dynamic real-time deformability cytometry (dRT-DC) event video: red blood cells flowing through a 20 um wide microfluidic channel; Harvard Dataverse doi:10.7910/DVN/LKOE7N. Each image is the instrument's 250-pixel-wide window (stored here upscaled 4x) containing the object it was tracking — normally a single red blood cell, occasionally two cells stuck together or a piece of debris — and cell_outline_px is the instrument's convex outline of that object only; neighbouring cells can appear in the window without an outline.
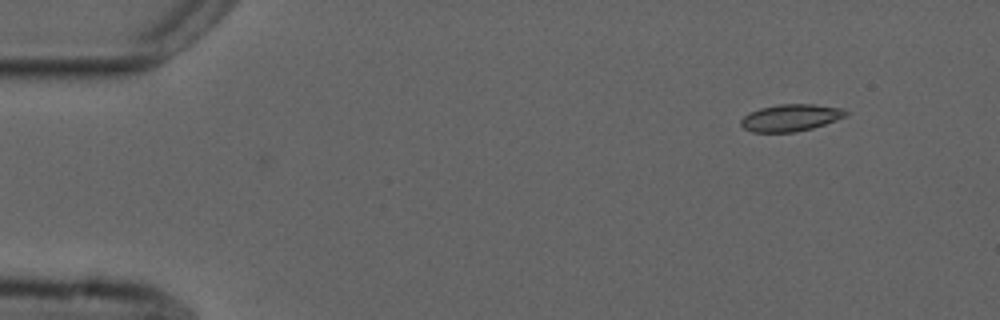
{"species": "common noctule bat (a hibernating species)", "species_latin": "Nyctalus noctula", "temperature_condition": "cold", "stored_images_in_passage": 2, "camera_frame_rate_fps": 3000, "um_per_image_px": 0.085, "animal": {"sex": "male", "forearm_length_mm": 52.5}, "frame": {"image": 1, "passage_image": 2, "time_ms": 2.333, "image_size_px": [1000, 320], "cell_outline_px": [[848, 116], [812, 128], [792, 132], [752, 132], [744, 128], [740, 124], [740, 120], [748, 112], [760, 108], [776, 104], [812, 104], [844, 108], [848, 112]], "centroid_in_image_um": [67.2, 9.99], "position_along_channel_um": 17.8, "area_um2": 16.59}}